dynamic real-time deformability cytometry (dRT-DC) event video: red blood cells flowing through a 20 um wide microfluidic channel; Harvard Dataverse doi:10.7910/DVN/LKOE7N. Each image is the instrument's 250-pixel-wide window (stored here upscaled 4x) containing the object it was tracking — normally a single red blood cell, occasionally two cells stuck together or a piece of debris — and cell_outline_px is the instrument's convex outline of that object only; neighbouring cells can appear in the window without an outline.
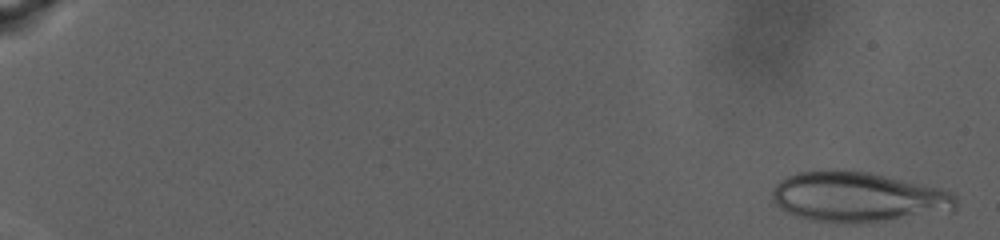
{"species": "human", "species_latin": "Homo sapiens", "temperature_condition": "warm", "stored_images_in_passage": 85, "camera_frame_rate_fps": 3000, "um_per_image_px": 0.085, "donor": {"sex": "male"}, "frame": {"image": 1, "passage_image": 3, "time_ms": 0.667, "image_size_px": [1000, 240], "cell_outline_px": [[956, 208], [952, 212], [856, 224], [836, 224], [812, 220], [796, 216], [784, 212], [772, 200], [772, 192], [776, 184], [780, 180], [796, 172], [868, 172], [940, 188], [952, 192], [956, 196]], "centroid_in_image_um": [72.95, 16.8], "position_along_channel_um": 12.1, "area_um2": 53.52}}
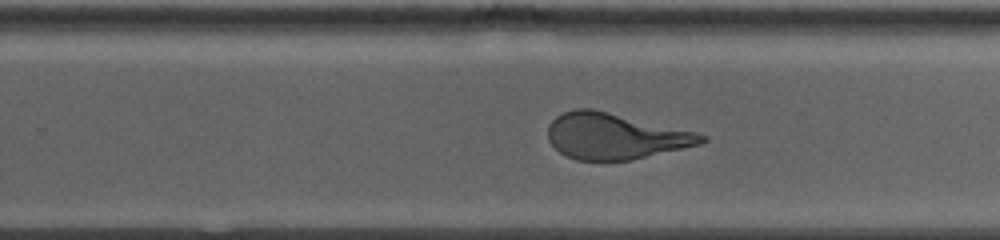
{"frame": {"image": 2, "passage_image": 60, "time_ms": 19.667, "image_size_px": [1000, 240], "cell_outline_px": [[708, 140], [700, 144], [632, 160], [604, 164], [576, 160], [560, 152], [548, 140], [548, 124], [556, 116], [564, 112], [576, 108], [592, 108], [696, 132], [708, 136]], "centroid_in_image_um": [52.25, 11.61], "position_along_channel_um": 277.5, "area_um2": 41.79}}
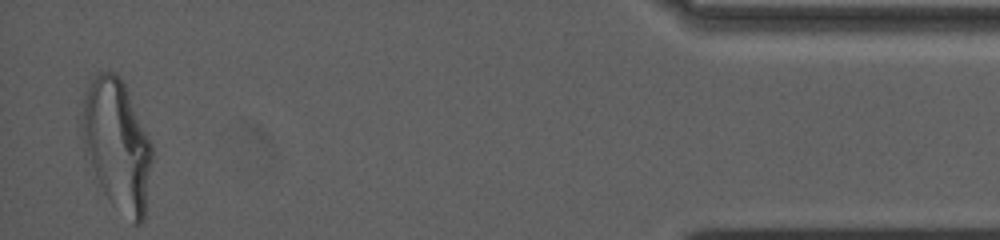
{"frame": {"image": 3, "passage_image": 85, "time_ms": 28.0, "image_size_px": [1000, 240], "cell_outline_px": [[152, 160], [144, 220], [140, 224], [132, 224], [108, 200], [96, 176], [84, 144], [80, 128], [80, 116], [84, 100], [92, 80], [96, 72], [116, 72], [120, 76], [124, 84], [152, 144]], "centroid_in_image_um": [9.96, 12.32], "position_along_channel_um": 425.2, "area_um2": 52.77}}